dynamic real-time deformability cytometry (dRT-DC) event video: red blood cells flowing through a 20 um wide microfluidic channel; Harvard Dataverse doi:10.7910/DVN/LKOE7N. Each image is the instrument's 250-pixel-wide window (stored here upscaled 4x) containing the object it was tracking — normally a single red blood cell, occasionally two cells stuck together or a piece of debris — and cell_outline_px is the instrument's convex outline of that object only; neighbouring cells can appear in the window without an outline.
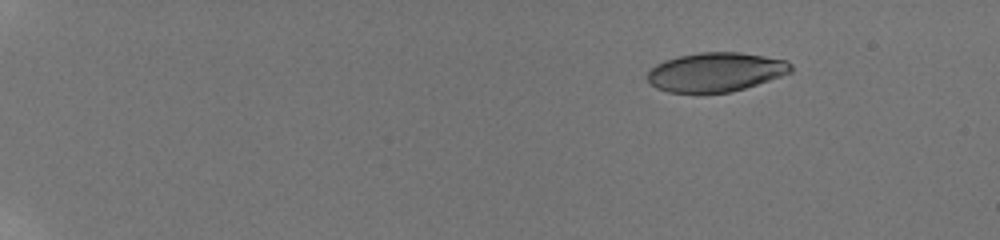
{"species": "human", "species_latin": "Homo sapiens", "temperature_condition": "room temperature", "stored_images_in_passage": 15, "camera_frame_rate_fps": 3000, "um_per_image_px": 0.085, "donor": {"sex": "male"}, "frame": {"image": 1, "passage_image": 1, "time_ms": 0.0, "image_size_px": [1000, 240], "cell_outline_px": [[792, 72], [732, 92], [668, 92], [656, 88], [648, 80], [648, 72], [656, 64], [664, 60], [680, 56], [700, 52], [740, 52], [788, 60], [792, 64]], "centroid_in_image_um": [60.85, 6.11], "position_along_channel_um": 24.2, "area_um2": 32.48}}
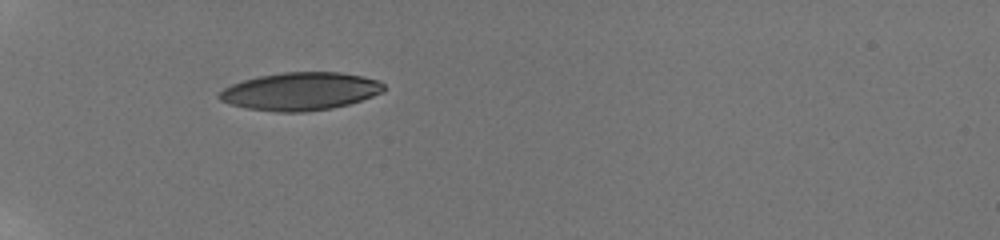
{"frame": {"image": 2, "passage_image": 11, "time_ms": 4.333, "image_size_px": [1000, 240], "cell_outline_px": [[384, 92], [348, 104], [332, 108], [304, 112], [276, 112], [248, 108], [232, 104], [220, 100], [216, 96], [224, 88], [232, 84], [244, 80], [260, 76], [284, 72], [340, 72], [360, 76], [376, 80], [384, 84]], "centroid_in_image_um": [25.53, 7.76], "position_along_channel_um": 59.5, "area_um2": 36.01}}